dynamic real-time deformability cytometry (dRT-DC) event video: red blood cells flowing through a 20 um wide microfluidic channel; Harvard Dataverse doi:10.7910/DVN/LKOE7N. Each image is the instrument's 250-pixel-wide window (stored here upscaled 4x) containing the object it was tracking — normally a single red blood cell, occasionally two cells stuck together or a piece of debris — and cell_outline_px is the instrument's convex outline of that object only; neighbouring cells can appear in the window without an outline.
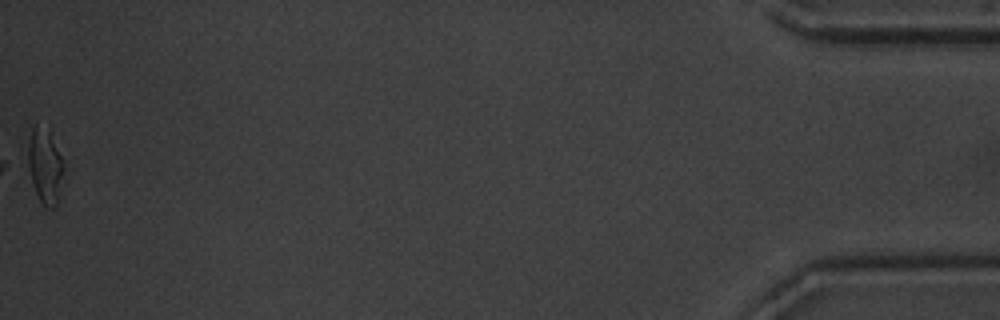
{"species": "common noctule bat (a hibernating species)", "species_latin": "Nyctalus noctula", "temperature_condition": "warm", "stored_images_in_passage": 38, "camera_frame_rate_fps": 3000, "um_per_image_px": 0.085, "animal": {"sex": "male", "body_mass_g": 20.1, "forearm_length_mm": 53.5}, "frame": {"image": 1, "passage_image": 38, "time_ms": 12.333, "image_size_px": [1000, 320], "cell_outline_px": [[64, 168], [56, 204], [52, 208], [44, 208], [36, 192], [32, 180], [28, 164], [28, 144], [32, 128], [36, 124], [48, 132], [64, 164]], "centroid_in_image_um": [3.81, 14.15], "position_along_channel_um": 431.4, "area_um2": 14.85}, "authors_computed_cell_mechanics": {"area_um2": 17.5712, "velocity_mm_per_s": 3.698, "shape_relaxation_time_tau1_ms": 4.2727, "shape_relaxation_time_tau2_ms": 2.0533, "deformation_change_tau1": 0.1647, "deformation_change_tau2": 0.0926}}